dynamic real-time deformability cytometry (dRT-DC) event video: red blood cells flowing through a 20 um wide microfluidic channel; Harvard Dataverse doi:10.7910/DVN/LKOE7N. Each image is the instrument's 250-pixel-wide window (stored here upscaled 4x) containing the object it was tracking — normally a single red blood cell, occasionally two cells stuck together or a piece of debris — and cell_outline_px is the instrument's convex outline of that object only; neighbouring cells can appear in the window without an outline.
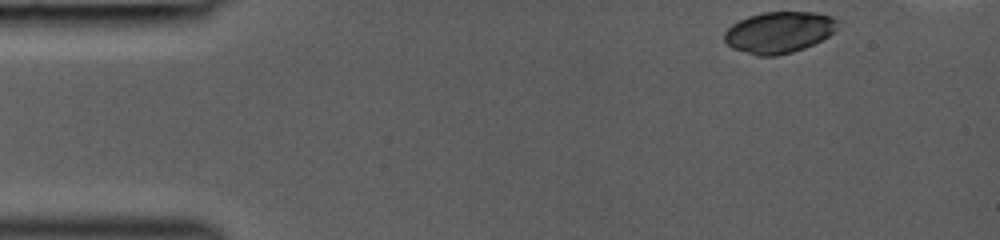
{"species": "common noctule bat (a hibernating species)", "species_latin": "Nyctalus noctula", "temperature_condition": "room temperature", "stored_images_in_passage": 39, "camera_frame_rate_fps": 3000, "um_per_image_px": 0.085, "animal": {"sex": "female", "body_mass_g": 19.0, "forearm_length_mm": 53.3}, "frame": {"image": 1, "passage_image": 1, "time_ms": 0.0, "image_size_px": [1000, 240], "cell_outline_px": [[840, 20], [836, 28], [828, 36], [804, 48], [792, 52], [776, 56], [756, 56], [732, 48], [724, 40], [724, 32], [732, 24], [748, 16], [764, 12], [816, 12], [832, 16]], "centroid_in_image_um": [66.21, 2.74], "position_along_channel_um": 18.8, "area_um2": 27.34}}
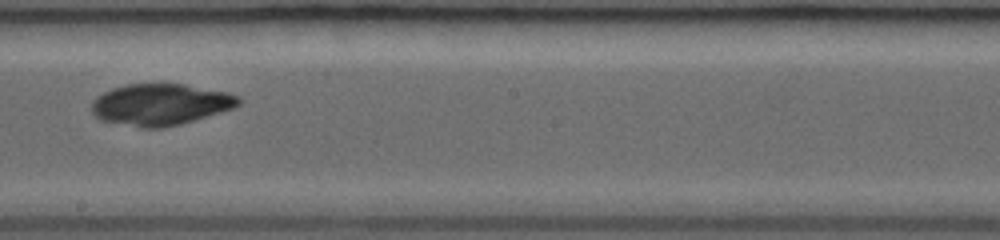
{"frame": {"image": 2, "passage_image": 22, "time_ms": 7.0, "image_size_px": [1000, 240], "cell_outline_px": [[244, 100], [236, 108], [180, 124], [160, 128], [140, 128], [100, 120], [92, 112], [92, 100], [96, 96], [112, 88], [124, 84], [184, 84], [228, 92], [240, 96]], "centroid_in_image_um": [13.67, 8.88], "position_along_channel_um": 234.5, "area_um2": 35.89}}
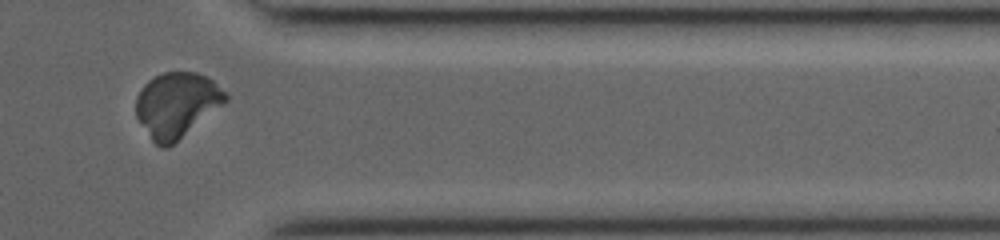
{"frame": {"image": 3, "passage_image": 33, "time_ms": 10.667, "image_size_px": [1000, 240], "cell_outline_px": [[228, 100], [224, 104], [168, 148], [160, 148], [152, 140], [136, 116], [136, 96], [140, 88], [148, 80], [164, 72], [196, 72], [212, 80], [228, 92]], "centroid_in_image_um": [15.02, 8.91], "position_along_channel_um": 396.4, "area_um2": 33.93}}